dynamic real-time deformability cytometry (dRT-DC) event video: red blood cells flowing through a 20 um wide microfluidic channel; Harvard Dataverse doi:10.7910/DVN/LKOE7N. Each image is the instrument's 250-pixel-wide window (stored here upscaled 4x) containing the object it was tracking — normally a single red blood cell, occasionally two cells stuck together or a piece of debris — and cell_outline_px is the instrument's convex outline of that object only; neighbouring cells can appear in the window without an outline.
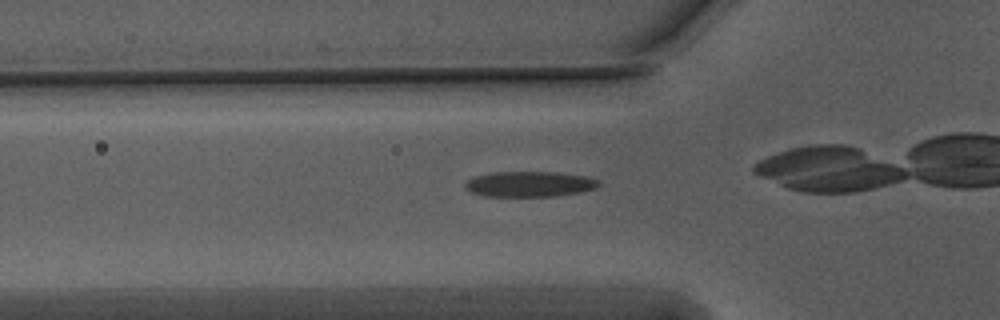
{"species": "Egyptian fruit bat (a non-hibernating species)", "species_latin": "Rousettus aegyptiacus", "temperature_condition": "warm", "stored_images_in_passage": 38, "camera_frame_rate_fps": 3000, "um_per_image_px": 0.085, "animal": {"sex": "male"}, "frame": {"image": 1, "passage_image": 14, "time_ms": 4.333, "image_size_px": [1000, 320], "cell_outline_px": [[600, 184], [596, 188], [580, 192], [556, 196], [484, 196], [472, 192], [464, 188], [464, 184], [468, 180], [476, 176], [492, 172], [560, 172], [588, 176], [600, 180]], "centroid_in_image_um": [45.05, 15.64], "position_along_channel_um": 80.8, "area_um2": 19.94}}
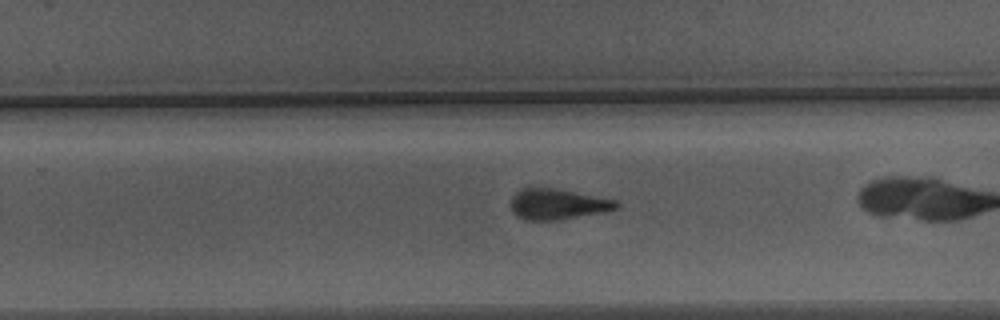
{"frame": {"image": 2, "passage_image": 30, "time_ms": 9.667, "image_size_px": [1000, 320], "cell_outline_px": [[620, 204], [616, 208], [604, 212], [560, 220], [524, 220], [516, 216], [512, 212], [512, 196], [520, 188], [532, 184], [616, 200]], "centroid_in_image_um": [47.32, 17.33], "position_along_channel_um": 282.5, "area_um2": 19.25}}
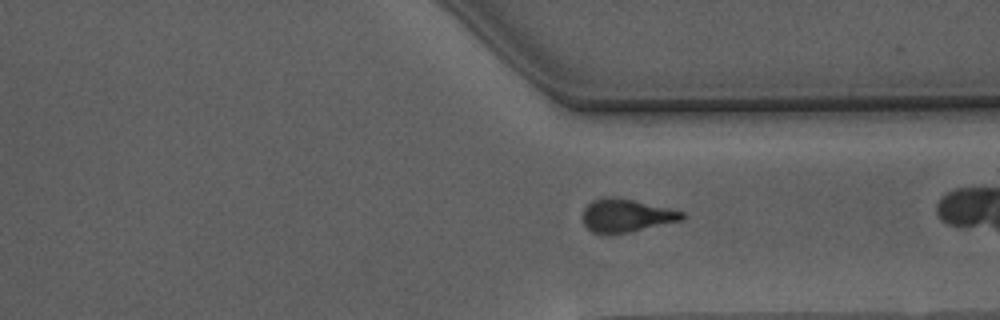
{"frame": {"image": 3, "passage_image": 36, "time_ms": 11.667, "image_size_px": [1000, 320], "cell_outline_px": [[684, 216], [680, 220], [628, 232], [592, 232], [584, 224], [584, 208], [592, 200], [604, 196], [616, 196], [684, 212]], "centroid_in_image_um": [53.19, 18.28], "position_along_channel_um": 358.2, "area_um2": 18.55}}